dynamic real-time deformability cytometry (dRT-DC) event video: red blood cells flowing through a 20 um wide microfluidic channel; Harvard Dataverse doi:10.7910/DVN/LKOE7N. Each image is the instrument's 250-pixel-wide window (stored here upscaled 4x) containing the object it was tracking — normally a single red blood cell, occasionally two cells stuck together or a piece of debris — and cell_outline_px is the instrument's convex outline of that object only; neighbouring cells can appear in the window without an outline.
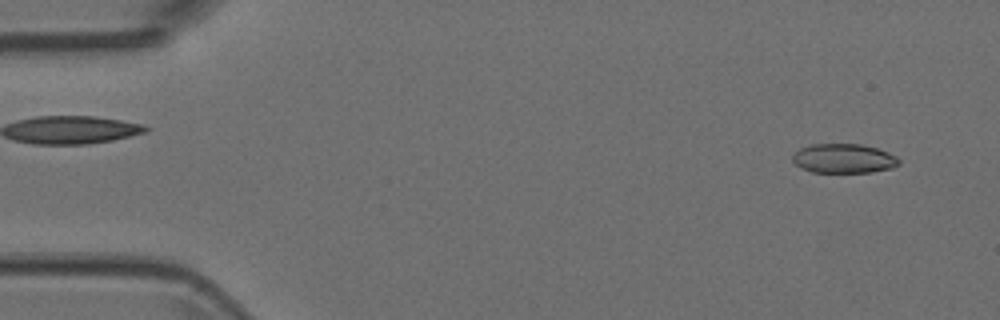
{"species": "Egyptian fruit bat (a non-hibernating species)", "species_latin": "Rousettus aegyptiacus", "temperature_condition": "room temperature", "stored_images_in_passage": 4, "camera_frame_rate_fps": 3000, "um_per_image_px": 0.085, "animal": {"sex": "female"}, "frame": {"image": 1, "passage_image": 1, "time_ms": 0.0, "image_size_px": [1000, 320], "cell_outline_px": [[900, 164], [892, 168], [872, 172], [812, 172], [800, 168], [792, 160], [792, 156], [800, 148], [812, 144], [860, 144], [876, 148], [888, 152], [896, 156], [900, 160]], "centroid_in_image_um": [71.72, 13.47], "position_along_channel_um": 13.3, "area_um2": 18.21}}